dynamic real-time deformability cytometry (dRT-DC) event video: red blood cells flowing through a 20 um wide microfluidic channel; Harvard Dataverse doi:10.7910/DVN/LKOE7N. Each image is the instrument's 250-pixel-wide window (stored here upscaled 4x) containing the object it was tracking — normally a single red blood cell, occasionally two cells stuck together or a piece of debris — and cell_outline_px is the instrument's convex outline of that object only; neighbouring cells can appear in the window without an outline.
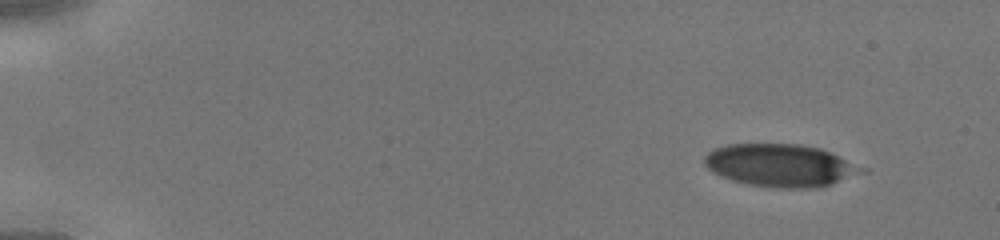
{"species": "human", "species_latin": "Homo sapiens", "temperature_condition": "cold", "stored_images_in_passage": 41, "camera_frame_rate_fps": 3000, "um_per_image_px": 0.085, "donor": {"sex": "male"}, "frame": {"image": 1, "passage_image": 1, "time_ms": 0.0, "image_size_px": [1000, 240], "cell_outline_px": [[868, 172], [820, 188], [780, 188], [748, 184], [732, 180], [720, 176], [712, 172], [704, 164], [704, 156], [708, 152], [716, 148], [728, 144], [800, 144], [820, 148], [868, 168]], "centroid_in_image_um": [66.39, 14.06], "position_along_channel_um": 18.6, "area_um2": 39.42}}
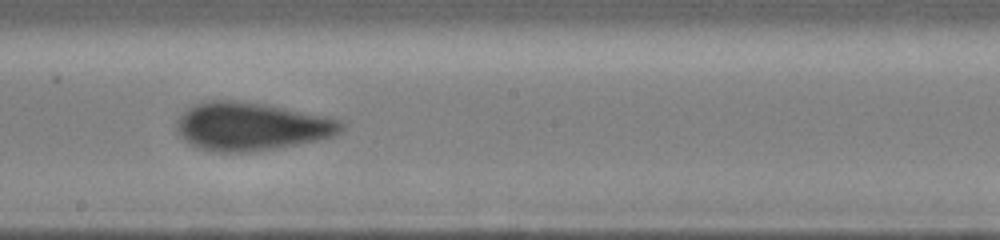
{"frame": {"image": 2, "passage_image": 23, "time_ms": 7.333, "image_size_px": [1000, 240], "cell_outline_px": [[344, 128], [340, 132], [332, 136], [316, 140], [276, 148], [252, 152], [216, 152], [200, 148], [184, 140], [176, 132], [176, 120], [192, 104], [208, 100], [232, 100], [264, 104], [324, 116], [340, 120], [344, 124]], "centroid_in_image_um": [21.31, 10.74], "position_along_channel_um": 226.9, "area_um2": 45.95}}
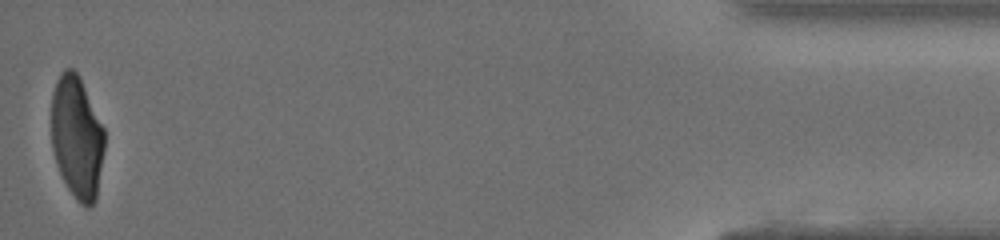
{"frame": {"image": 3, "passage_image": 41, "time_ms": 13.333, "image_size_px": [1000, 240], "cell_outline_px": [[104, 148], [96, 200], [88, 208], [84, 208], [76, 200], [68, 188], [56, 164], [52, 148], [52, 92], [56, 80], [60, 72], [64, 68], [72, 68], [80, 76], [104, 128]], "centroid_in_image_um": [6.53, 11.65], "position_along_channel_um": 428.7, "area_um2": 38.15}}